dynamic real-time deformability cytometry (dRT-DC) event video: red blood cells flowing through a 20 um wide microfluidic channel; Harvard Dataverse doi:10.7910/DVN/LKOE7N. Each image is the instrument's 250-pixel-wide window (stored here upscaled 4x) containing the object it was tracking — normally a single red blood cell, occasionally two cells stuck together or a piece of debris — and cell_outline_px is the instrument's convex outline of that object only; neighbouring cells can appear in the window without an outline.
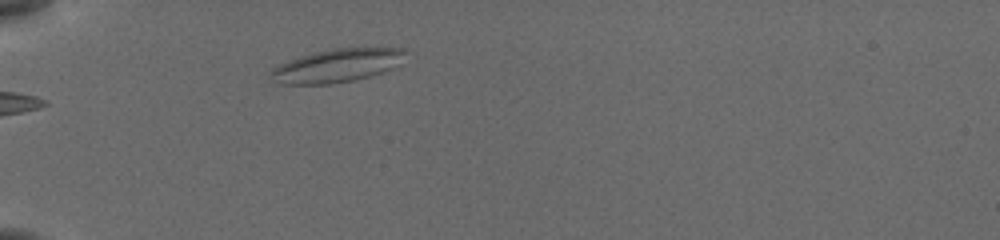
{"species": "common noctule bat (a hibernating species)", "species_latin": "Nyctalus noctula", "temperature_condition": "cold", "stored_images_in_passage": 9, "camera_frame_rate_fps": 3000, "um_per_image_px": 0.085, "animal": {"sex": "female", "body_mass_g": 19.5, "forearm_length_mm": 54.1}, "frame": {"image": 1, "passage_image": 1, "time_ms": 0.0, "image_size_px": [1000, 240], "cell_outline_px": [[404, 52], [388, 68], [380, 72], [368, 76], [352, 80], [328, 84], [284, 84], [272, 72], [272, 68], [280, 64], [300, 56], [332, 48], [392, 48]], "centroid_in_image_um": [28.54, 5.57], "position_along_channel_um": 56.5, "area_um2": 24.45}}